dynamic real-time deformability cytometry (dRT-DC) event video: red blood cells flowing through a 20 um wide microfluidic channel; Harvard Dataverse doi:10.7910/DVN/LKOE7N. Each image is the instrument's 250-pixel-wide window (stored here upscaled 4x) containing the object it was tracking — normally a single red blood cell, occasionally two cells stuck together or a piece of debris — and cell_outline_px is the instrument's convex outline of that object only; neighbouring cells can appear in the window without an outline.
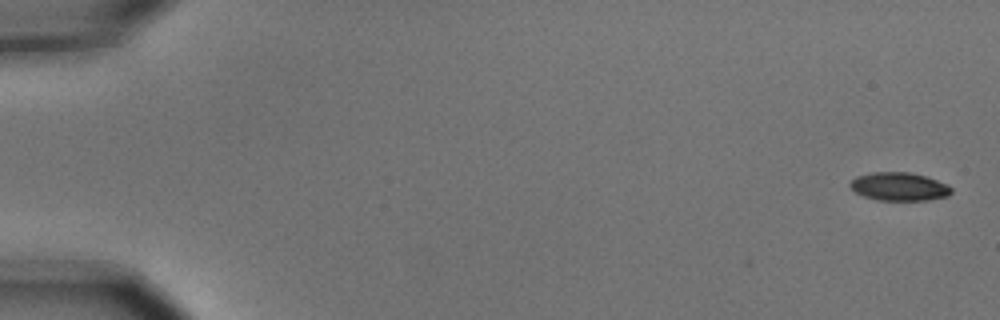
{"species": "common noctule bat (a hibernating species)", "species_latin": "Nyctalus noctula", "temperature_condition": "cold", "stored_images_in_passage": 6, "camera_frame_rate_fps": 3000, "um_per_image_px": 0.085, "animal": {"sex": "male", "body_mass_g": 15.6}, "frame": {"image": 1, "passage_image": 1, "time_ms": 0.0, "image_size_px": [1000, 320], "cell_outline_px": [[952, 192], [948, 196], [928, 200], [876, 200], [864, 196], [856, 192], [848, 184], [856, 176], [872, 172], [908, 172], [924, 176], [948, 184], [952, 188]], "centroid_in_image_um": [76.43, 15.86], "position_along_channel_um": 8.6, "area_um2": 16.65}}
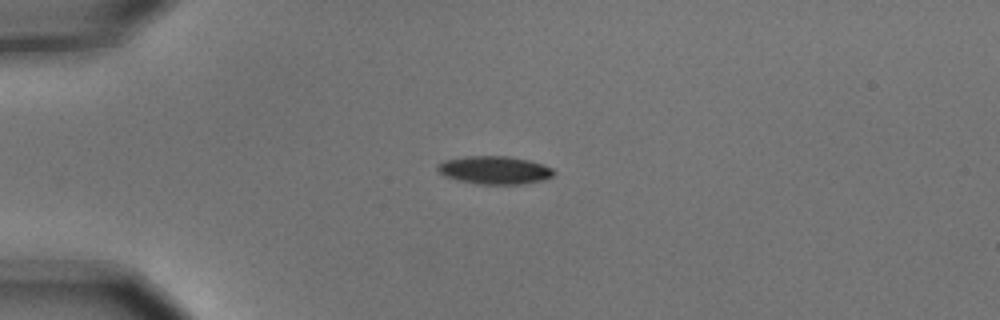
{"frame": {"image": 2, "passage_image": 4, "time_ms": 1.0, "image_size_px": [1000, 320], "cell_outline_px": [[556, 172], [552, 176], [544, 180], [524, 184], [476, 184], [456, 180], [444, 176], [436, 168], [436, 164], [444, 160], [464, 156], [508, 156], [528, 160], [552, 168]], "centroid_in_image_um": [42.0, 14.46], "position_along_channel_um": 43.0, "area_um2": 19.13}}
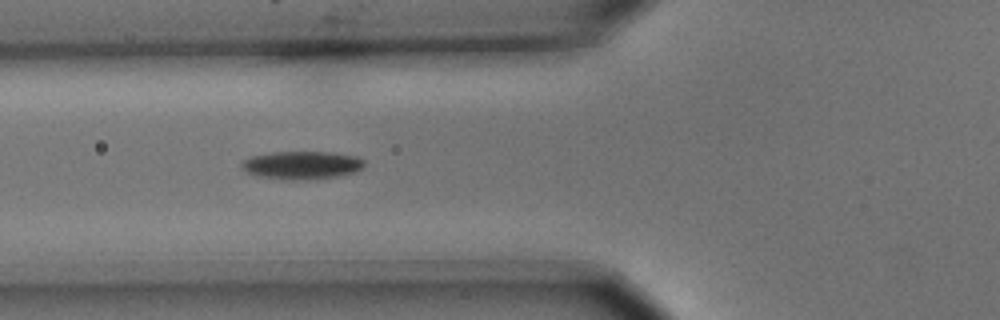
{"frame": {"image": 3, "passage_image": 6, "time_ms": 1.667, "image_size_px": [1000, 320], "cell_outline_px": [[364, 168], [352, 172], [336, 176], [292, 180], [260, 176], [248, 172], [240, 168], [240, 164], [244, 160], [252, 156], [272, 152], [332, 152], [356, 156], [364, 160]], "centroid_in_image_um": [25.65, 14.02], "position_along_channel_um": 100.2, "area_um2": 19.71}}